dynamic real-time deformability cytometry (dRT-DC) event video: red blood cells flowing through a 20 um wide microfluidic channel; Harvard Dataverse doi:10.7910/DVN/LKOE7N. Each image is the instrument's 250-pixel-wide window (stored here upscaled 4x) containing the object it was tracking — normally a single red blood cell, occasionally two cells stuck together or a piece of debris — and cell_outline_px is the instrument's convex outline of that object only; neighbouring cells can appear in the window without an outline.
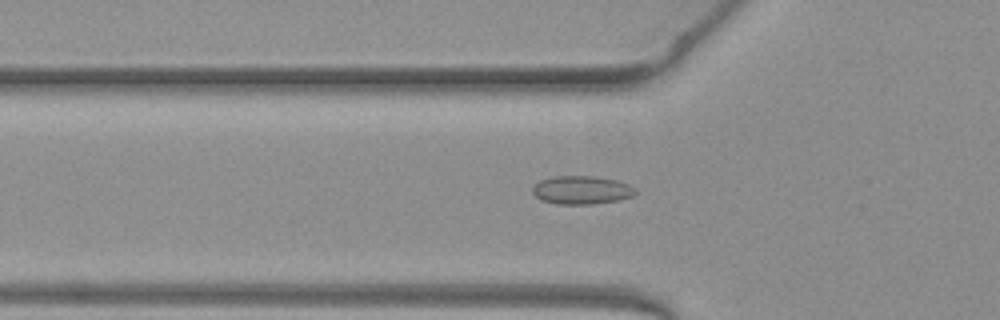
{"species": "common noctule bat (a hibernating species)", "species_latin": "Nyctalus noctula", "temperature_condition": "warm", "stored_images_in_passage": 51, "camera_frame_rate_fps": 3000, "um_per_image_px": 0.085, "animal": {"sex": "female", "body_mass_g": 19.3, "forearm_length_mm": 54.1}, "frame": {"image": 1, "passage_image": 17, "time_ms": 5.333, "image_size_px": [1000, 320], "cell_outline_px": [[636, 192], [632, 196], [620, 200], [592, 204], [556, 204], [540, 200], [532, 192], [532, 188], [540, 180], [556, 176], [596, 176], [620, 180], [636, 188]], "centroid_in_image_um": [49.46, 16.15], "position_along_channel_um": 76.3, "area_um2": 17.17}}
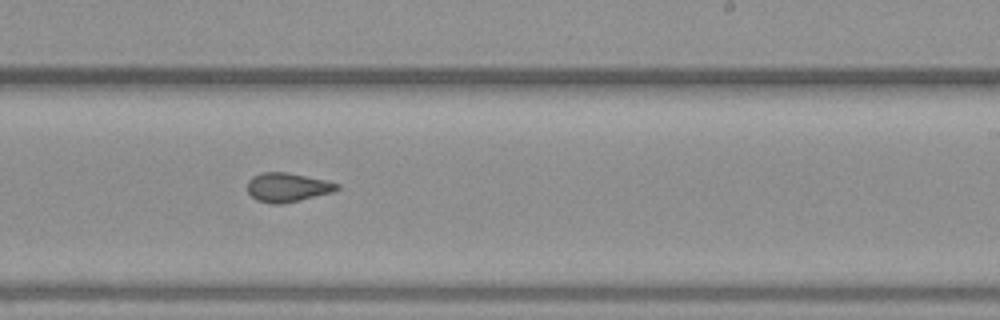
{"frame": {"image": 2, "passage_image": 31, "time_ms": 10.0, "image_size_px": [1000, 320], "cell_outline_px": [[340, 188], [332, 192], [300, 200], [280, 204], [272, 204], [256, 200], [248, 192], [248, 180], [252, 176], [260, 172], [288, 172], [324, 180], [340, 184]], "centroid_in_image_um": [24.41, 15.92], "position_along_channel_um": 264.6, "area_um2": 15.14}}
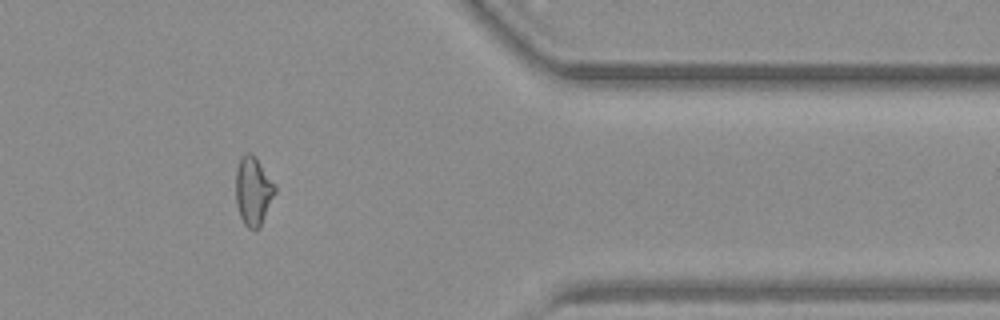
{"frame": {"image": 3, "passage_image": 42, "time_ms": 13.667, "image_size_px": [1000, 320], "cell_outline_px": [[276, 192], [260, 224], [256, 228], [248, 228], [244, 224], [240, 216], [236, 204], [236, 168], [240, 156], [244, 152], [252, 152], [256, 156], [276, 184]], "centroid_in_image_um": [21.51, 16.14], "position_along_channel_um": 389.9, "area_um2": 15.78}, "authors_computed_cell_mechanics": {"area_um2": 15.895, "velocity_mm_per_s": 4.0315, "shape_relaxation_time_tau1_ms": null, "shape_relaxation_time_tau2_ms": 2.1789, "deformation_change_tau1": null, "deformation_change_tau2": 0.0821}}